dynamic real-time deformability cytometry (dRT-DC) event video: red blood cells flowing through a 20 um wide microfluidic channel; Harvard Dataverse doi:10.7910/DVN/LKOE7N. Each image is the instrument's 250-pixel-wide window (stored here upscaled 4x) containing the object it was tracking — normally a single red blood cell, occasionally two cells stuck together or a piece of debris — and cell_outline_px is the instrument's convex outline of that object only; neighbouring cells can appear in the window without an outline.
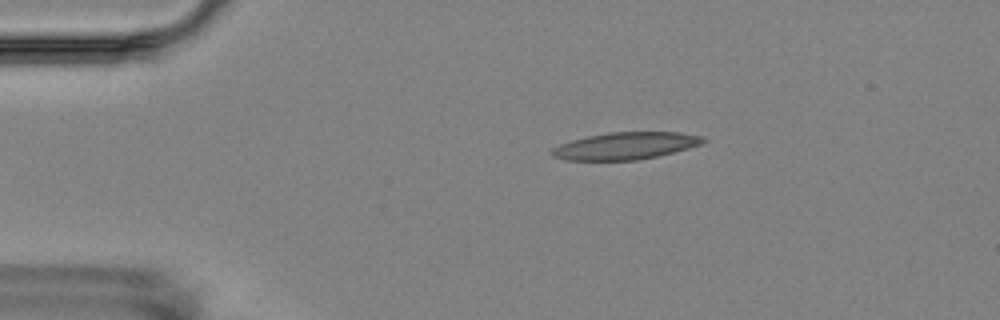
{"species": "Egyptian fruit bat (a non-hibernating species)", "species_latin": "Rousettus aegyptiacus", "temperature_condition": "room temperature", "stored_images_in_passage": 2, "camera_frame_rate_fps": 3000, "um_per_image_px": 0.085, "animal": {"sex": "female"}, "frame": {"image": 1, "passage_image": 1, "time_ms": 0.0, "image_size_px": [1000, 320], "cell_outline_px": [[708, 140], [700, 144], [688, 148], [656, 156], [636, 160], [568, 160], [552, 156], [548, 152], [552, 148], [560, 144], [572, 140], [588, 136], [608, 132], [680, 132], [700, 136]], "centroid_in_image_um": [53.13, 12.39], "position_along_channel_um": 31.9, "area_um2": 23.76}}